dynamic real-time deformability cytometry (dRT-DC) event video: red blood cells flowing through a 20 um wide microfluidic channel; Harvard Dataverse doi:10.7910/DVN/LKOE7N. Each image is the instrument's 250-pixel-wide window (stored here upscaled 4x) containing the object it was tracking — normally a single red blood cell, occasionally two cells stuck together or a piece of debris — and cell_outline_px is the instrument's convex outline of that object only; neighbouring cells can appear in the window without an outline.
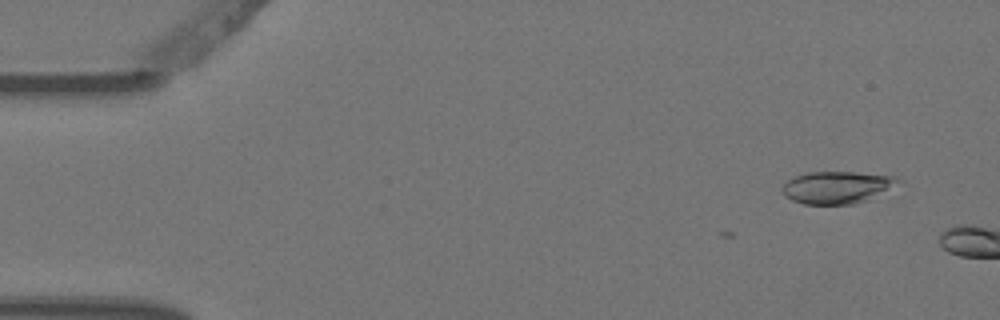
{"species": "Egyptian fruit bat (a non-hibernating species)", "species_latin": "Rousettus aegyptiacus", "temperature_condition": "warm", "stored_images_in_passage": 2, "camera_frame_rate_fps": 3000, "um_per_image_px": 0.085, "animal": {"sex": "female"}, "frame": {"image": 1, "passage_image": 1, "time_ms": 0.0, "image_size_px": [1000, 320], "cell_outline_px": [[904, 184], [868, 200], [856, 204], [804, 204], [792, 200], [784, 196], [784, 184], [788, 180], [796, 176], [808, 172], [856, 172], [896, 176], [904, 180]], "centroid_in_image_um": [71.29, 15.92], "position_along_channel_um": 13.7, "area_um2": 22.2}}